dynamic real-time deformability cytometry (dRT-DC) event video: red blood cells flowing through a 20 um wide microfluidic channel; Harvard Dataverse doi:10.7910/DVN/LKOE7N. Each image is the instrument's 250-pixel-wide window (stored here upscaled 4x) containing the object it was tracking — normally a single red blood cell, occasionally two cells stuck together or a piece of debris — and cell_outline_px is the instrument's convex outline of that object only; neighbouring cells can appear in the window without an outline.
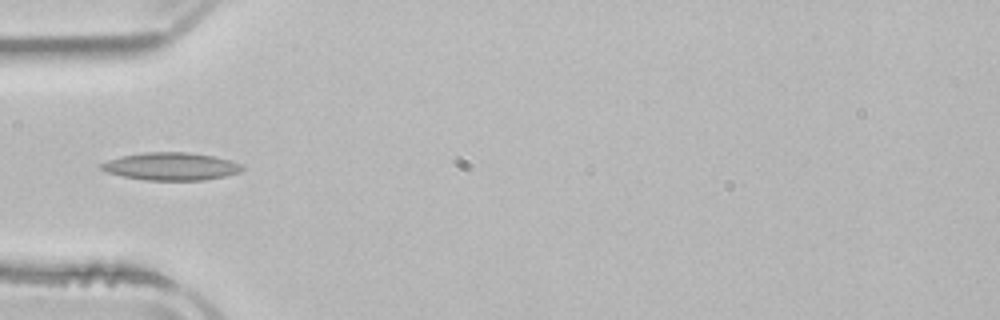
{"species": "common noctule bat (a hibernating species)", "species_latin": "Nyctalus noctula", "temperature_condition": "room temperature", "stored_images_in_passage": 4, "camera_frame_rate_fps": 3000, "um_per_image_px": 0.085, "animal": {"sex": "male", "body_mass_g": 21.5, "forearm_length_mm": 52.0}, "frame": {"image": 1, "passage_image": 4, "time_ms": 4.667, "image_size_px": [1000, 320], "cell_outline_px": [[244, 168], [240, 172], [224, 176], [204, 180], [144, 180], [124, 176], [108, 172], [100, 168], [100, 164], [108, 160], [120, 156], [144, 152], [188, 152], [216, 156], [240, 164]], "centroid_in_image_um": [14.54, 14.13], "position_along_channel_um": 70.5, "area_um2": 22.66}}